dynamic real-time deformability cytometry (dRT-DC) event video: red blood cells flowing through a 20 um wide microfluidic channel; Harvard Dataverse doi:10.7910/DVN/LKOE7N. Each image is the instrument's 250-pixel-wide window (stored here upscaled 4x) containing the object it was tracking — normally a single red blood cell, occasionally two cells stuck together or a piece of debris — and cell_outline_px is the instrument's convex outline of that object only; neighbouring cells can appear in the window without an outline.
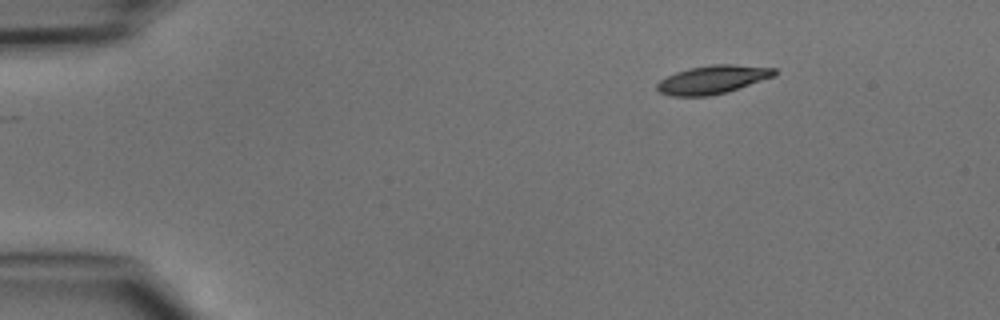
{"species": "common noctule bat (a hibernating species)", "species_latin": "Nyctalus noctula", "temperature_condition": "cold", "stored_images_in_passage": 42, "camera_frame_rate_fps": 3000, "um_per_image_px": 0.085, "animal": {"sex": "male", "body_mass_g": 15.6}, "frame": {"image": 1, "passage_image": 1, "time_ms": 0.0, "image_size_px": [1000, 320], "cell_outline_px": [[776, 76], [728, 92], [708, 96], [672, 96], [660, 92], [656, 88], [656, 84], [660, 80], [676, 72], [688, 68], [712, 64], [732, 64], [776, 68]], "centroid_in_image_um": [60.6, 6.76], "position_along_channel_um": 24.4, "area_um2": 19.54}}
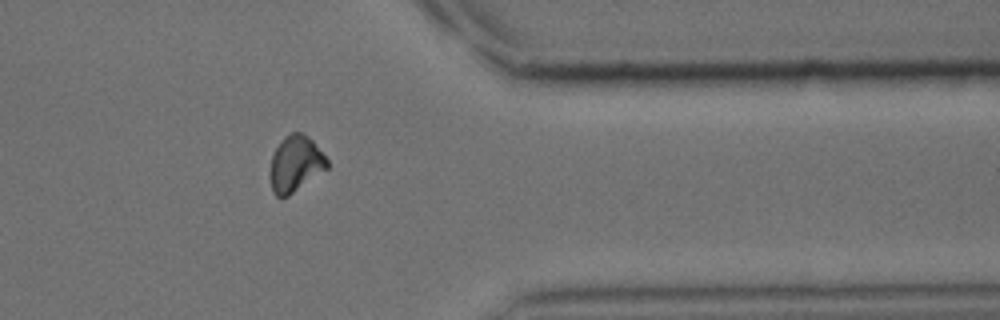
{"frame": {"image": 2, "passage_image": 33, "time_ms": 10.667, "image_size_px": [1000, 320], "cell_outline_px": [[328, 168], [288, 196], [276, 196], [272, 192], [272, 156], [280, 140], [284, 136], [292, 132], [304, 132], [312, 140], [328, 160]], "centroid_in_image_um": [25.14, 13.89], "position_along_channel_um": 386.3, "area_um2": 18.26}}
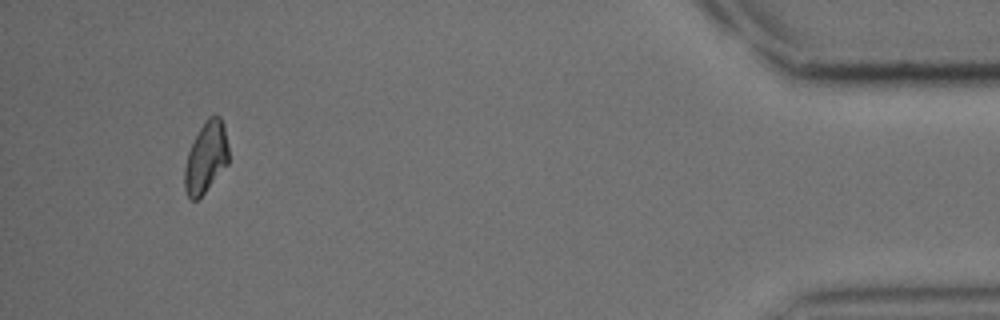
{"frame": {"image": 3, "passage_image": 39, "time_ms": 12.667, "image_size_px": [1000, 320], "cell_outline_px": [[228, 164], [204, 192], [196, 200], [192, 200], [188, 196], [184, 188], [184, 168], [188, 152], [204, 120], [208, 116], [216, 112], [220, 116], [224, 124], [228, 144]], "centroid_in_image_um": [17.52, 13.33], "position_along_channel_um": 417.7, "area_um2": 18.26}}